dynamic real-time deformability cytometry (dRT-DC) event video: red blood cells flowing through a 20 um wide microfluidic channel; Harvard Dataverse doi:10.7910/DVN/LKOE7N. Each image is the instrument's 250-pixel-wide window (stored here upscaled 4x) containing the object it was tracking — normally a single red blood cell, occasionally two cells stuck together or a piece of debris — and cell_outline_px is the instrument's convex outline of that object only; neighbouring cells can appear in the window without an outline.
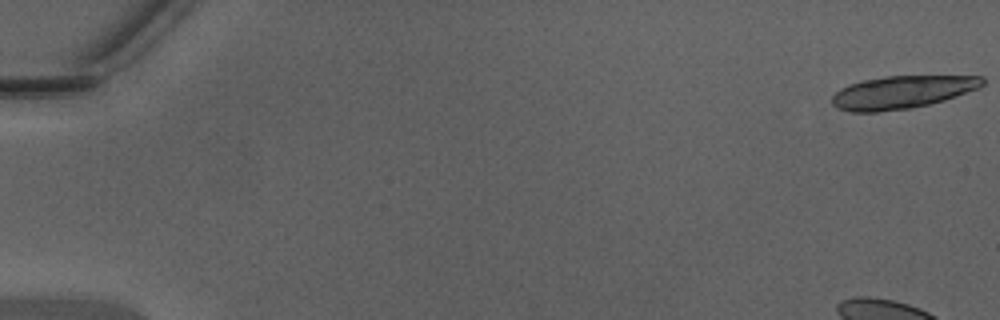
{"species": "Egyptian fruit bat (a non-hibernating species)", "species_latin": "Rousettus aegyptiacus", "temperature_condition": "warm", "stored_images_in_passage": 8, "camera_frame_rate_fps": 3000, "um_per_image_px": 0.085, "animal": {"sex": "male"}, "frame": {"image": 1, "passage_image": 1, "time_ms": 0.0, "image_size_px": [1000, 320], "cell_outline_px": [[984, 84], [980, 88], [944, 100], [912, 108], [876, 112], [852, 112], [836, 108], [832, 104], [832, 96], [840, 88], [848, 84], [864, 80], [884, 76], [984, 76]], "centroid_in_image_um": [76.66, 7.83], "position_along_channel_um": 8.3, "area_um2": 28.84}}